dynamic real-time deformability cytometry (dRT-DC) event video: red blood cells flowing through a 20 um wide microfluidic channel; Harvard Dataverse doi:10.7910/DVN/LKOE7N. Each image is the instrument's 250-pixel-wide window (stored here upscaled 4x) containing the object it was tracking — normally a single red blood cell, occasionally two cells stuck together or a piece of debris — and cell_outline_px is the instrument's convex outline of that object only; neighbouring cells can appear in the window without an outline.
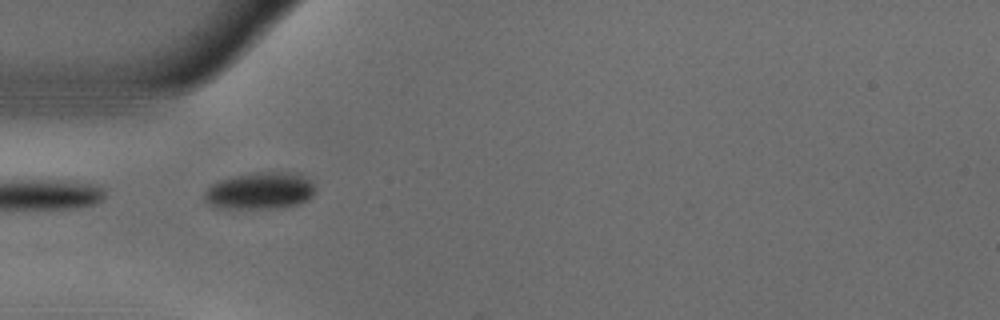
{"species": "common noctule bat (a hibernating species)", "species_latin": "Nyctalus noctula", "temperature_condition": "warm", "stored_images_in_passage": 4, "camera_frame_rate_fps": 3000, "um_per_image_px": 0.085, "animal": {"sex": "male", "body_mass_g": 18.8}, "frame": {"image": 1, "passage_image": 1, "time_ms": 0.0, "image_size_px": [1000, 320], "cell_outline_px": [[312, 196], [308, 200], [296, 204], [276, 208], [212, 208], [204, 200], [204, 192], [212, 184], [220, 180], [236, 176], [256, 172], [296, 172], [304, 176], [312, 184]], "centroid_in_image_um": [22.05, 16.22], "position_along_channel_um": 63.0, "area_um2": 23.7}}